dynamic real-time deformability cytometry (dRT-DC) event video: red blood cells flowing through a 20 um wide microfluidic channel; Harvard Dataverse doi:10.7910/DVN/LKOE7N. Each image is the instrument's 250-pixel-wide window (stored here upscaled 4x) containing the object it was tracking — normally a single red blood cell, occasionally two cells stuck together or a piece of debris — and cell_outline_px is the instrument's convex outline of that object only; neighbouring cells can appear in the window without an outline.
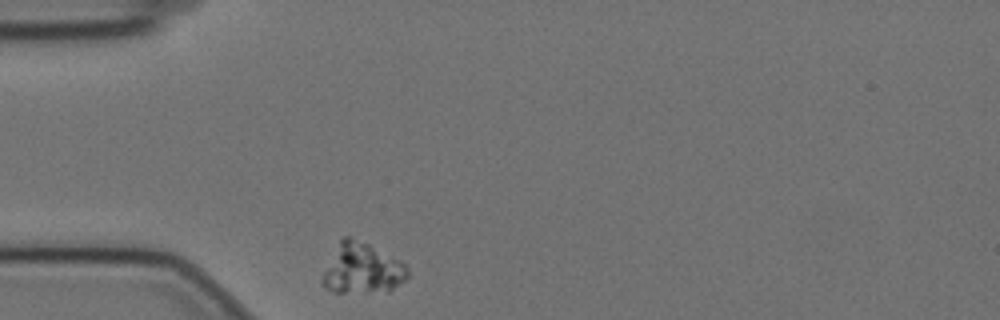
{"species": "Egyptian fruit bat (a non-hibernating species)", "species_latin": "Rousettus aegyptiacus", "temperature_condition": "cold", "stored_images_in_passage": 5, "camera_frame_rate_fps": 3000, "um_per_image_px": 0.085, "animal": {"sex": "female"}, "frame": {"image": 1, "passage_image": 1, "time_ms": 0.0, "image_size_px": [1000, 320], "cell_outline_px": [[408, 276], [404, 280], [388, 292], [332, 292], [324, 288], [320, 280], [340, 240], [344, 236], [352, 236], [400, 260], [408, 268]], "centroid_in_image_um": [30.78, 22.85], "position_along_channel_um": 54.2, "area_um2": 24.85}}